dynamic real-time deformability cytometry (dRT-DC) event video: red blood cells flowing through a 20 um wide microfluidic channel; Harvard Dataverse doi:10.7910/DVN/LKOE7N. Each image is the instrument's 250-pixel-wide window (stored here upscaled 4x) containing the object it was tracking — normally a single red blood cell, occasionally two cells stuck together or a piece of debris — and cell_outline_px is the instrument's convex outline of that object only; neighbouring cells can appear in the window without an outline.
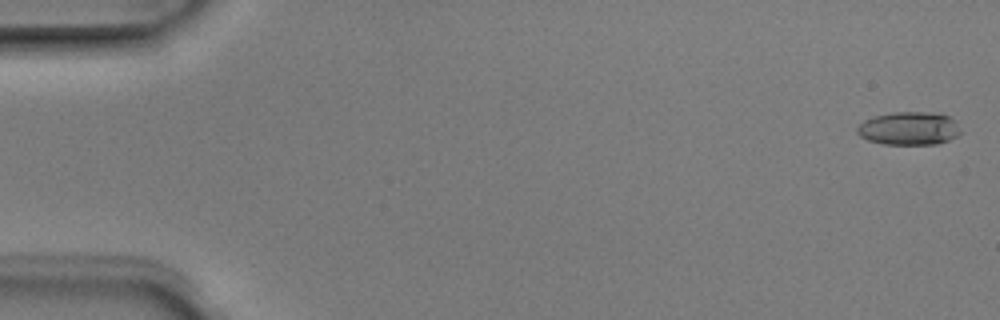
{"species": "Egyptian fruit bat (a non-hibernating species)", "species_latin": "Rousettus aegyptiacus", "temperature_condition": "room temperature", "stored_images_in_passage": 5, "camera_frame_rate_fps": 3000, "um_per_image_px": 0.085, "animal": {"sex": "male"}, "frame": {"image": 1, "passage_image": 1, "time_ms": 0.0, "image_size_px": [1000, 320], "cell_outline_px": [[960, 132], [956, 136], [948, 140], [936, 144], [884, 144], [868, 140], [860, 136], [856, 132], [856, 128], [864, 120], [876, 116], [892, 112], [940, 112], [956, 120]], "centroid_in_image_um": [77.27, 10.9], "position_along_channel_um": 7.7, "area_um2": 20.06}}
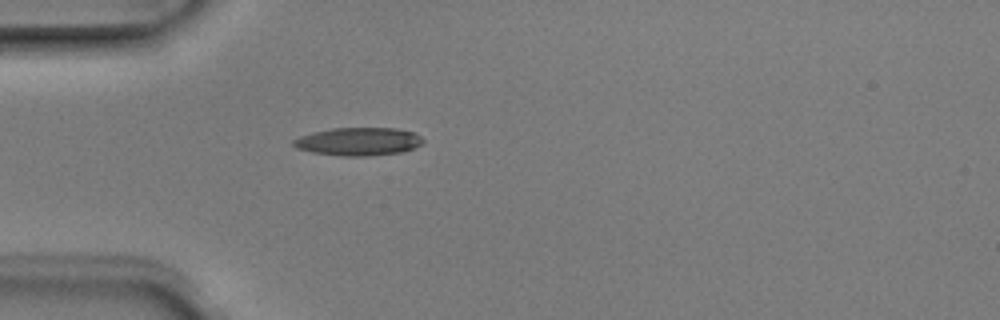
{"frame": {"image": 2, "passage_image": 5, "time_ms": 1.333, "image_size_px": [1000, 320], "cell_outline_px": [[424, 140], [420, 144], [404, 152], [368, 156], [340, 156], [312, 152], [296, 148], [292, 144], [292, 140], [300, 136], [312, 132], [332, 128], [396, 128], [416, 132]], "centroid_in_image_um": [30.46, 12.03], "position_along_channel_um": 54.5, "area_um2": 21.33}}